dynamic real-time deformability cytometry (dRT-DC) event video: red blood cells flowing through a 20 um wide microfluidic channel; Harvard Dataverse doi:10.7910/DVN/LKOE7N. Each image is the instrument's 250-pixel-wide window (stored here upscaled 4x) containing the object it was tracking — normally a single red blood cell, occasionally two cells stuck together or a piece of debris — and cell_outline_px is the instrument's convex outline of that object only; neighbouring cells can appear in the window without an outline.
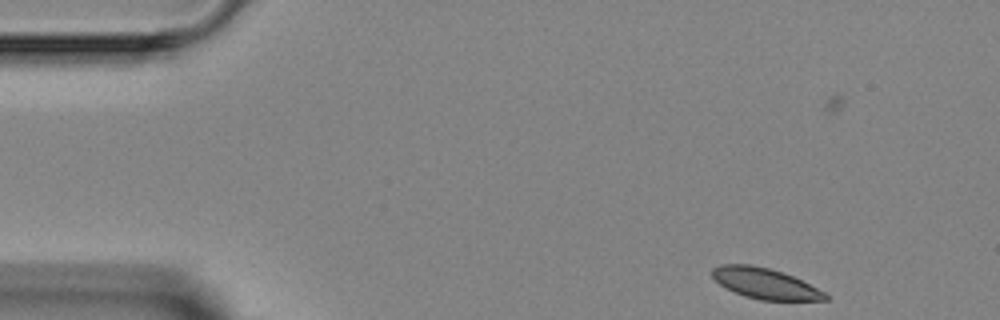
{"species": "Egyptian fruit bat (a non-hibernating species)", "species_latin": "Rousettus aegyptiacus", "temperature_condition": "room temperature", "stored_images_in_passage": 2, "segment_of_instrument_passage": [2, 2], "camera_frame_rate_fps": 3000, "um_per_image_px": 0.085, "animal": {"sex": "female"}, "frame": {"image": 1, "passage_image": 2, "time_ms": 1.333, "image_size_px": [1000, 320], "cell_outline_px": [[828, 300], [760, 300], [744, 296], [724, 288], [712, 276], [712, 268], [720, 264], [752, 264], [768, 268], [792, 276], [824, 292], [828, 296]], "centroid_in_image_um": [64.97, 24.09], "position_along_channel_um": 20.0, "area_um2": 20.0}}